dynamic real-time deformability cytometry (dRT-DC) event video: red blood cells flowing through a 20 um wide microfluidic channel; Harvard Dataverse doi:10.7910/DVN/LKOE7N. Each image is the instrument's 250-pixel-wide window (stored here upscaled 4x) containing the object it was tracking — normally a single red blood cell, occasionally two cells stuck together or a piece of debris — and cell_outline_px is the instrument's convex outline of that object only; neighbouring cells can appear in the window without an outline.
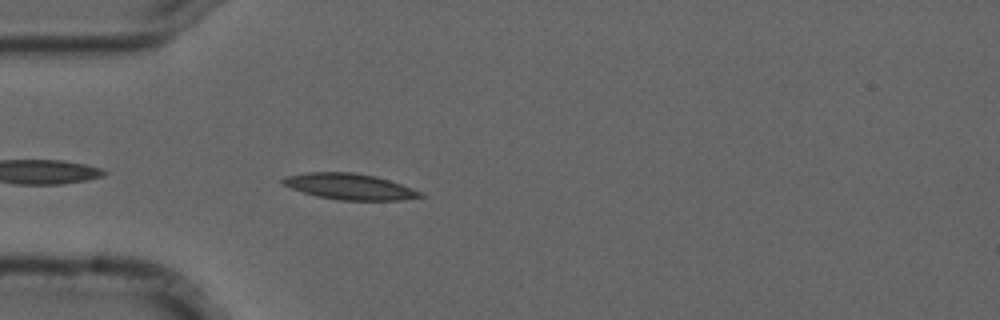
{"species": "common noctule bat (a hibernating species)", "species_latin": "Nyctalus noctula", "temperature_condition": "cold", "stored_images_in_passage": 5, "camera_frame_rate_fps": 3000, "um_per_image_px": 0.085, "animal": {"sex": "male", "forearm_length_mm": 52.5}, "frame": {"image": 1, "passage_image": 5, "time_ms": 1.333, "image_size_px": [1000, 320], "cell_outline_px": [[424, 196], [400, 200], [340, 200], [316, 196], [280, 184], [280, 180], [284, 176], [308, 172], [352, 172], [376, 176], [400, 184], [420, 192]], "centroid_in_image_um": [29.64, 15.85], "position_along_channel_um": 55.4, "area_um2": 20.63}}